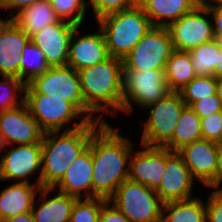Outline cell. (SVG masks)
I'll use <instances>...</instances> for the list:
<instances>
[{
	"instance_id": "1",
	"label": "cell",
	"mask_w": 222,
	"mask_h": 222,
	"mask_svg": "<svg viewBox=\"0 0 222 222\" xmlns=\"http://www.w3.org/2000/svg\"><path fill=\"white\" fill-rule=\"evenodd\" d=\"M118 130L104 122L92 134V198L108 200L119 185L128 179L127 166L134 143L120 135Z\"/></svg>"
},
{
	"instance_id": "2",
	"label": "cell",
	"mask_w": 222,
	"mask_h": 222,
	"mask_svg": "<svg viewBox=\"0 0 222 222\" xmlns=\"http://www.w3.org/2000/svg\"><path fill=\"white\" fill-rule=\"evenodd\" d=\"M104 121H88L69 130L43 133L41 139V187L53 188L64 176L73 160L88 146L92 134Z\"/></svg>"
},
{
	"instance_id": "3",
	"label": "cell",
	"mask_w": 222,
	"mask_h": 222,
	"mask_svg": "<svg viewBox=\"0 0 222 222\" xmlns=\"http://www.w3.org/2000/svg\"><path fill=\"white\" fill-rule=\"evenodd\" d=\"M77 72L85 105L94 114L98 113L101 121L106 122L102 119L104 113L113 117L122 111L123 59L110 56Z\"/></svg>"
},
{
	"instance_id": "4",
	"label": "cell",
	"mask_w": 222,
	"mask_h": 222,
	"mask_svg": "<svg viewBox=\"0 0 222 222\" xmlns=\"http://www.w3.org/2000/svg\"><path fill=\"white\" fill-rule=\"evenodd\" d=\"M96 22L103 31L109 55L120 59H123L153 26L139 4L105 15Z\"/></svg>"
},
{
	"instance_id": "5",
	"label": "cell",
	"mask_w": 222,
	"mask_h": 222,
	"mask_svg": "<svg viewBox=\"0 0 222 222\" xmlns=\"http://www.w3.org/2000/svg\"><path fill=\"white\" fill-rule=\"evenodd\" d=\"M25 94H43L71 102L89 121H101L85 105L78 72L69 65L50 66L42 75L26 84Z\"/></svg>"
},
{
	"instance_id": "6",
	"label": "cell",
	"mask_w": 222,
	"mask_h": 222,
	"mask_svg": "<svg viewBox=\"0 0 222 222\" xmlns=\"http://www.w3.org/2000/svg\"><path fill=\"white\" fill-rule=\"evenodd\" d=\"M130 222H161L163 201L155 190L129 179L108 199Z\"/></svg>"
},
{
	"instance_id": "7",
	"label": "cell",
	"mask_w": 222,
	"mask_h": 222,
	"mask_svg": "<svg viewBox=\"0 0 222 222\" xmlns=\"http://www.w3.org/2000/svg\"><path fill=\"white\" fill-rule=\"evenodd\" d=\"M24 95V103L43 133L61 132L64 126L65 131L74 130L84 126L89 121L71 102L65 99L43 94ZM77 117L82 118L79 123L73 122L74 125L71 128L69 123Z\"/></svg>"
},
{
	"instance_id": "8",
	"label": "cell",
	"mask_w": 222,
	"mask_h": 222,
	"mask_svg": "<svg viewBox=\"0 0 222 222\" xmlns=\"http://www.w3.org/2000/svg\"><path fill=\"white\" fill-rule=\"evenodd\" d=\"M186 106L180 92L171 91L158 102L144 108L149 109V116L143 124L141 143L164 147L172 139L176 124Z\"/></svg>"
},
{
	"instance_id": "9",
	"label": "cell",
	"mask_w": 222,
	"mask_h": 222,
	"mask_svg": "<svg viewBox=\"0 0 222 222\" xmlns=\"http://www.w3.org/2000/svg\"><path fill=\"white\" fill-rule=\"evenodd\" d=\"M170 92L164 70L124 71L122 112L132 113L133 104L146 108Z\"/></svg>"
},
{
	"instance_id": "10",
	"label": "cell",
	"mask_w": 222,
	"mask_h": 222,
	"mask_svg": "<svg viewBox=\"0 0 222 222\" xmlns=\"http://www.w3.org/2000/svg\"><path fill=\"white\" fill-rule=\"evenodd\" d=\"M174 50L167 27L152 26L123 58L124 71L164 70Z\"/></svg>"
},
{
	"instance_id": "11",
	"label": "cell",
	"mask_w": 222,
	"mask_h": 222,
	"mask_svg": "<svg viewBox=\"0 0 222 222\" xmlns=\"http://www.w3.org/2000/svg\"><path fill=\"white\" fill-rule=\"evenodd\" d=\"M207 6L198 4L192 11L171 23L167 29L173 48L178 51H191L194 47L214 39L213 22Z\"/></svg>"
},
{
	"instance_id": "12",
	"label": "cell",
	"mask_w": 222,
	"mask_h": 222,
	"mask_svg": "<svg viewBox=\"0 0 222 222\" xmlns=\"http://www.w3.org/2000/svg\"><path fill=\"white\" fill-rule=\"evenodd\" d=\"M38 171L36 185H40L41 179V143L18 145L0 157V180L30 183L28 178Z\"/></svg>"
},
{
	"instance_id": "13",
	"label": "cell",
	"mask_w": 222,
	"mask_h": 222,
	"mask_svg": "<svg viewBox=\"0 0 222 222\" xmlns=\"http://www.w3.org/2000/svg\"><path fill=\"white\" fill-rule=\"evenodd\" d=\"M140 145L143 150L131 153L128 179L156 191L166 168V147Z\"/></svg>"
},
{
	"instance_id": "14",
	"label": "cell",
	"mask_w": 222,
	"mask_h": 222,
	"mask_svg": "<svg viewBox=\"0 0 222 222\" xmlns=\"http://www.w3.org/2000/svg\"><path fill=\"white\" fill-rule=\"evenodd\" d=\"M193 182L194 178L183 158L166 148V168L156 190L159 198L163 202L191 199Z\"/></svg>"
},
{
	"instance_id": "15",
	"label": "cell",
	"mask_w": 222,
	"mask_h": 222,
	"mask_svg": "<svg viewBox=\"0 0 222 222\" xmlns=\"http://www.w3.org/2000/svg\"><path fill=\"white\" fill-rule=\"evenodd\" d=\"M220 146L221 144L199 139L183 146L177 153L183 158L193 178L208 186L217 174Z\"/></svg>"
},
{
	"instance_id": "16",
	"label": "cell",
	"mask_w": 222,
	"mask_h": 222,
	"mask_svg": "<svg viewBox=\"0 0 222 222\" xmlns=\"http://www.w3.org/2000/svg\"><path fill=\"white\" fill-rule=\"evenodd\" d=\"M97 27L96 33L79 36L80 26H76L72 33L67 65L72 66L76 71L92 67L110 57L103 31L99 26Z\"/></svg>"
},
{
	"instance_id": "17",
	"label": "cell",
	"mask_w": 222,
	"mask_h": 222,
	"mask_svg": "<svg viewBox=\"0 0 222 222\" xmlns=\"http://www.w3.org/2000/svg\"><path fill=\"white\" fill-rule=\"evenodd\" d=\"M76 25L59 20L37 32L30 40L44 53L49 66L67 65L69 43Z\"/></svg>"
},
{
	"instance_id": "18",
	"label": "cell",
	"mask_w": 222,
	"mask_h": 222,
	"mask_svg": "<svg viewBox=\"0 0 222 222\" xmlns=\"http://www.w3.org/2000/svg\"><path fill=\"white\" fill-rule=\"evenodd\" d=\"M0 132L8 145L41 143L43 136L25 103L0 113Z\"/></svg>"
},
{
	"instance_id": "19",
	"label": "cell",
	"mask_w": 222,
	"mask_h": 222,
	"mask_svg": "<svg viewBox=\"0 0 222 222\" xmlns=\"http://www.w3.org/2000/svg\"><path fill=\"white\" fill-rule=\"evenodd\" d=\"M92 173L93 163L91 156V140L89 146L80 153L67 168L62 179L53 187L56 192L69 196L92 198ZM84 193V197L81 194Z\"/></svg>"
},
{
	"instance_id": "20",
	"label": "cell",
	"mask_w": 222,
	"mask_h": 222,
	"mask_svg": "<svg viewBox=\"0 0 222 222\" xmlns=\"http://www.w3.org/2000/svg\"><path fill=\"white\" fill-rule=\"evenodd\" d=\"M30 38L12 19L0 33V74L20 79V58Z\"/></svg>"
},
{
	"instance_id": "21",
	"label": "cell",
	"mask_w": 222,
	"mask_h": 222,
	"mask_svg": "<svg viewBox=\"0 0 222 222\" xmlns=\"http://www.w3.org/2000/svg\"><path fill=\"white\" fill-rule=\"evenodd\" d=\"M52 191L55 190L49 187L40 188L38 200L42 203H36L34 200L31 210L35 222H70L72 208L78 198L62 192H57V195L51 197L49 194Z\"/></svg>"
},
{
	"instance_id": "22",
	"label": "cell",
	"mask_w": 222,
	"mask_h": 222,
	"mask_svg": "<svg viewBox=\"0 0 222 222\" xmlns=\"http://www.w3.org/2000/svg\"><path fill=\"white\" fill-rule=\"evenodd\" d=\"M41 185L14 183L0 193V222L32 210Z\"/></svg>"
},
{
	"instance_id": "23",
	"label": "cell",
	"mask_w": 222,
	"mask_h": 222,
	"mask_svg": "<svg viewBox=\"0 0 222 222\" xmlns=\"http://www.w3.org/2000/svg\"><path fill=\"white\" fill-rule=\"evenodd\" d=\"M201 0H139V5L153 26L168 27L192 11Z\"/></svg>"
},
{
	"instance_id": "24",
	"label": "cell",
	"mask_w": 222,
	"mask_h": 222,
	"mask_svg": "<svg viewBox=\"0 0 222 222\" xmlns=\"http://www.w3.org/2000/svg\"><path fill=\"white\" fill-rule=\"evenodd\" d=\"M11 17L29 38L60 20L49 0H38Z\"/></svg>"
},
{
	"instance_id": "25",
	"label": "cell",
	"mask_w": 222,
	"mask_h": 222,
	"mask_svg": "<svg viewBox=\"0 0 222 222\" xmlns=\"http://www.w3.org/2000/svg\"><path fill=\"white\" fill-rule=\"evenodd\" d=\"M161 222H206V204L200 197L164 202Z\"/></svg>"
},
{
	"instance_id": "26",
	"label": "cell",
	"mask_w": 222,
	"mask_h": 222,
	"mask_svg": "<svg viewBox=\"0 0 222 222\" xmlns=\"http://www.w3.org/2000/svg\"><path fill=\"white\" fill-rule=\"evenodd\" d=\"M165 80L170 91L179 92L196 77L190 53L173 50L165 67Z\"/></svg>"
},
{
	"instance_id": "27",
	"label": "cell",
	"mask_w": 222,
	"mask_h": 222,
	"mask_svg": "<svg viewBox=\"0 0 222 222\" xmlns=\"http://www.w3.org/2000/svg\"><path fill=\"white\" fill-rule=\"evenodd\" d=\"M199 139H202L201 118L191 107L186 106L176 124L172 139L164 147L177 152L183 146Z\"/></svg>"
},
{
	"instance_id": "28",
	"label": "cell",
	"mask_w": 222,
	"mask_h": 222,
	"mask_svg": "<svg viewBox=\"0 0 222 222\" xmlns=\"http://www.w3.org/2000/svg\"><path fill=\"white\" fill-rule=\"evenodd\" d=\"M219 52L220 41L215 38L189 51L195 75L214 76Z\"/></svg>"
},
{
	"instance_id": "29",
	"label": "cell",
	"mask_w": 222,
	"mask_h": 222,
	"mask_svg": "<svg viewBox=\"0 0 222 222\" xmlns=\"http://www.w3.org/2000/svg\"><path fill=\"white\" fill-rule=\"evenodd\" d=\"M20 60V80L25 84L30 83L35 77L44 74L49 65L44 53L29 40L22 51Z\"/></svg>"
},
{
	"instance_id": "30",
	"label": "cell",
	"mask_w": 222,
	"mask_h": 222,
	"mask_svg": "<svg viewBox=\"0 0 222 222\" xmlns=\"http://www.w3.org/2000/svg\"><path fill=\"white\" fill-rule=\"evenodd\" d=\"M3 79L0 80V113L22 105L25 100L26 84L23 81L12 76H3Z\"/></svg>"
},
{
	"instance_id": "31",
	"label": "cell",
	"mask_w": 222,
	"mask_h": 222,
	"mask_svg": "<svg viewBox=\"0 0 222 222\" xmlns=\"http://www.w3.org/2000/svg\"><path fill=\"white\" fill-rule=\"evenodd\" d=\"M216 89L215 76H196L179 92L185 104L191 107L196 101L216 94Z\"/></svg>"
},
{
	"instance_id": "32",
	"label": "cell",
	"mask_w": 222,
	"mask_h": 222,
	"mask_svg": "<svg viewBox=\"0 0 222 222\" xmlns=\"http://www.w3.org/2000/svg\"><path fill=\"white\" fill-rule=\"evenodd\" d=\"M60 20L81 26L87 9L86 0H49Z\"/></svg>"
},
{
	"instance_id": "33",
	"label": "cell",
	"mask_w": 222,
	"mask_h": 222,
	"mask_svg": "<svg viewBox=\"0 0 222 222\" xmlns=\"http://www.w3.org/2000/svg\"><path fill=\"white\" fill-rule=\"evenodd\" d=\"M107 199L81 198L77 199L72 208L70 222H98L102 205Z\"/></svg>"
},
{
	"instance_id": "34",
	"label": "cell",
	"mask_w": 222,
	"mask_h": 222,
	"mask_svg": "<svg viewBox=\"0 0 222 222\" xmlns=\"http://www.w3.org/2000/svg\"><path fill=\"white\" fill-rule=\"evenodd\" d=\"M138 3L139 0H87V8L92 7L98 21L105 15L128 9Z\"/></svg>"
},
{
	"instance_id": "35",
	"label": "cell",
	"mask_w": 222,
	"mask_h": 222,
	"mask_svg": "<svg viewBox=\"0 0 222 222\" xmlns=\"http://www.w3.org/2000/svg\"><path fill=\"white\" fill-rule=\"evenodd\" d=\"M202 139L222 145V111L201 118Z\"/></svg>"
},
{
	"instance_id": "36",
	"label": "cell",
	"mask_w": 222,
	"mask_h": 222,
	"mask_svg": "<svg viewBox=\"0 0 222 222\" xmlns=\"http://www.w3.org/2000/svg\"><path fill=\"white\" fill-rule=\"evenodd\" d=\"M191 108L200 118H204L212 113L222 111V102L216 93L196 101Z\"/></svg>"
},
{
	"instance_id": "37",
	"label": "cell",
	"mask_w": 222,
	"mask_h": 222,
	"mask_svg": "<svg viewBox=\"0 0 222 222\" xmlns=\"http://www.w3.org/2000/svg\"><path fill=\"white\" fill-rule=\"evenodd\" d=\"M208 196L206 222H222V193L211 191Z\"/></svg>"
},
{
	"instance_id": "38",
	"label": "cell",
	"mask_w": 222,
	"mask_h": 222,
	"mask_svg": "<svg viewBox=\"0 0 222 222\" xmlns=\"http://www.w3.org/2000/svg\"><path fill=\"white\" fill-rule=\"evenodd\" d=\"M98 222H130L112 203L108 200L102 205Z\"/></svg>"
},
{
	"instance_id": "39",
	"label": "cell",
	"mask_w": 222,
	"mask_h": 222,
	"mask_svg": "<svg viewBox=\"0 0 222 222\" xmlns=\"http://www.w3.org/2000/svg\"><path fill=\"white\" fill-rule=\"evenodd\" d=\"M213 22L214 38L222 41V7L207 6Z\"/></svg>"
},
{
	"instance_id": "40",
	"label": "cell",
	"mask_w": 222,
	"mask_h": 222,
	"mask_svg": "<svg viewBox=\"0 0 222 222\" xmlns=\"http://www.w3.org/2000/svg\"><path fill=\"white\" fill-rule=\"evenodd\" d=\"M38 0H0L1 9H11L13 14L20 12L24 7L30 6Z\"/></svg>"
},
{
	"instance_id": "41",
	"label": "cell",
	"mask_w": 222,
	"mask_h": 222,
	"mask_svg": "<svg viewBox=\"0 0 222 222\" xmlns=\"http://www.w3.org/2000/svg\"><path fill=\"white\" fill-rule=\"evenodd\" d=\"M222 145L220 146L219 150V157H218V169L215 179L207 186L208 188H215L214 191L218 193H222Z\"/></svg>"
},
{
	"instance_id": "42",
	"label": "cell",
	"mask_w": 222,
	"mask_h": 222,
	"mask_svg": "<svg viewBox=\"0 0 222 222\" xmlns=\"http://www.w3.org/2000/svg\"><path fill=\"white\" fill-rule=\"evenodd\" d=\"M3 222H35L32 211L21 213L13 218H8Z\"/></svg>"
},
{
	"instance_id": "43",
	"label": "cell",
	"mask_w": 222,
	"mask_h": 222,
	"mask_svg": "<svg viewBox=\"0 0 222 222\" xmlns=\"http://www.w3.org/2000/svg\"><path fill=\"white\" fill-rule=\"evenodd\" d=\"M214 76L217 79L222 78V41H220V52L218 53V63L216 64Z\"/></svg>"
},
{
	"instance_id": "44",
	"label": "cell",
	"mask_w": 222,
	"mask_h": 222,
	"mask_svg": "<svg viewBox=\"0 0 222 222\" xmlns=\"http://www.w3.org/2000/svg\"><path fill=\"white\" fill-rule=\"evenodd\" d=\"M204 6H220L222 7V0H201Z\"/></svg>"
},
{
	"instance_id": "45",
	"label": "cell",
	"mask_w": 222,
	"mask_h": 222,
	"mask_svg": "<svg viewBox=\"0 0 222 222\" xmlns=\"http://www.w3.org/2000/svg\"><path fill=\"white\" fill-rule=\"evenodd\" d=\"M216 93H217V96L219 97L220 101L222 102V78L217 79Z\"/></svg>"
},
{
	"instance_id": "46",
	"label": "cell",
	"mask_w": 222,
	"mask_h": 222,
	"mask_svg": "<svg viewBox=\"0 0 222 222\" xmlns=\"http://www.w3.org/2000/svg\"><path fill=\"white\" fill-rule=\"evenodd\" d=\"M11 20H12L11 16L6 19L0 17V33Z\"/></svg>"
},
{
	"instance_id": "47",
	"label": "cell",
	"mask_w": 222,
	"mask_h": 222,
	"mask_svg": "<svg viewBox=\"0 0 222 222\" xmlns=\"http://www.w3.org/2000/svg\"><path fill=\"white\" fill-rule=\"evenodd\" d=\"M7 142L5 140V137L3 136V134L0 132V152L2 150H4L5 148H7Z\"/></svg>"
}]
</instances>
